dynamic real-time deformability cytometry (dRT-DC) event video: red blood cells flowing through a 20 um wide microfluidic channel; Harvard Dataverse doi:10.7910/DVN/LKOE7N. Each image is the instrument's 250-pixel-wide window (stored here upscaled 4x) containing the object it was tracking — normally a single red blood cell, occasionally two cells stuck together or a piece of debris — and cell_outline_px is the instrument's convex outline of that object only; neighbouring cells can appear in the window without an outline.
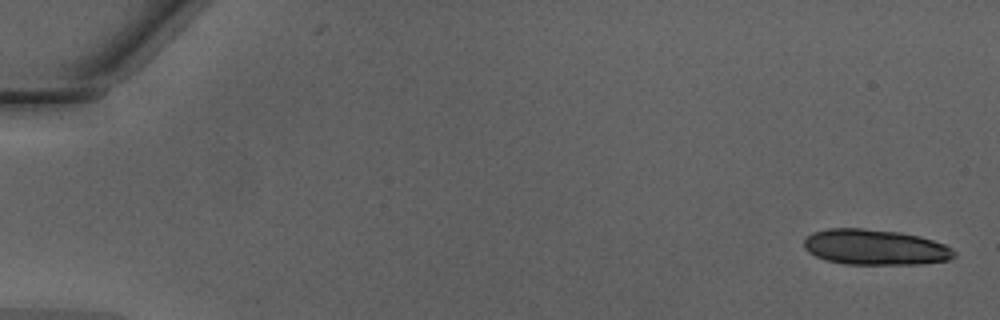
{"species": "Egyptian fruit bat (a non-hibernating species)", "species_latin": "Rousettus aegyptiacus", "temperature_condition": "warm", "stored_images_in_passage": 15, "camera_frame_rate_fps": 3000, "um_per_image_px": 0.085, "animal": {"sex": "male"}, "frame": {"image": 1, "passage_image": 1, "time_ms": 0.0, "image_size_px": [1000, 320], "cell_outline_px": [[956, 256], [948, 260], [916, 264], [844, 264], [824, 260], [808, 252], [804, 248], [804, 240], [812, 232], [828, 228], [864, 228], [900, 232], [920, 236], [944, 244], [952, 248], [956, 252]], "centroid_in_image_um": [74.37, 21.01], "position_along_channel_um": 10.6, "area_um2": 31.27}}